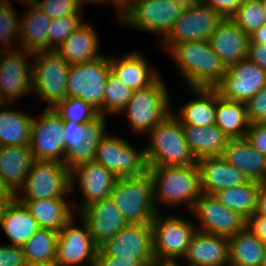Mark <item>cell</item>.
Returning <instances> with one entry per match:
<instances>
[{
  "label": "cell",
  "mask_w": 266,
  "mask_h": 266,
  "mask_svg": "<svg viewBox=\"0 0 266 266\" xmlns=\"http://www.w3.org/2000/svg\"><path fill=\"white\" fill-rule=\"evenodd\" d=\"M110 72L109 57L105 54L94 61L70 65L67 98H80L94 107L102 118L105 86Z\"/></svg>",
  "instance_id": "obj_10"
},
{
  "label": "cell",
  "mask_w": 266,
  "mask_h": 266,
  "mask_svg": "<svg viewBox=\"0 0 266 266\" xmlns=\"http://www.w3.org/2000/svg\"><path fill=\"white\" fill-rule=\"evenodd\" d=\"M151 229L155 261L175 263L177 258L185 256L197 226L185 218L173 215L161 217L157 212Z\"/></svg>",
  "instance_id": "obj_8"
},
{
  "label": "cell",
  "mask_w": 266,
  "mask_h": 266,
  "mask_svg": "<svg viewBox=\"0 0 266 266\" xmlns=\"http://www.w3.org/2000/svg\"><path fill=\"white\" fill-rule=\"evenodd\" d=\"M148 135L150 144L144 148L147 167L197 164L187 144L182 124L174 113L170 112Z\"/></svg>",
  "instance_id": "obj_2"
},
{
  "label": "cell",
  "mask_w": 266,
  "mask_h": 266,
  "mask_svg": "<svg viewBox=\"0 0 266 266\" xmlns=\"http://www.w3.org/2000/svg\"><path fill=\"white\" fill-rule=\"evenodd\" d=\"M16 1H19V2H26V1H29V0H16Z\"/></svg>",
  "instance_id": "obj_63"
},
{
  "label": "cell",
  "mask_w": 266,
  "mask_h": 266,
  "mask_svg": "<svg viewBox=\"0 0 266 266\" xmlns=\"http://www.w3.org/2000/svg\"><path fill=\"white\" fill-rule=\"evenodd\" d=\"M4 103H5V102L2 100V98H1V96H0V107H1V109H2V106L5 105Z\"/></svg>",
  "instance_id": "obj_62"
},
{
  "label": "cell",
  "mask_w": 266,
  "mask_h": 266,
  "mask_svg": "<svg viewBox=\"0 0 266 266\" xmlns=\"http://www.w3.org/2000/svg\"><path fill=\"white\" fill-rule=\"evenodd\" d=\"M153 185L154 204L160 200L166 205L186 203L192 209L202 194L198 165L147 167ZM157 200V201H156ZM159 200V201H158Z\"/></svg>",
  "instance_id": "obj_3"
},
{
  "label": "cell",
  "mask_w": 266,
  "mask_h": 266,
  "mask_svg": "<svg viewBox=\"0 0 266 266\" xmlns=\"http://www.w3.org/2000/svg\"><path fill=\"white\" fill-rule=\"evenodd\" d=\"M209 8H212L223 19L232 18L239 7L242 5L243 0H201Z\"/></svg>",
  "instance_id": "obj_49"
},
{
  "label": "cell",
  "mask_w": 266,
  "mask_h": 266,
  "mask_svg": "<svg viewBox=\"0 0 266 266\" xmlns=\"http://www.w3.org/2000/svg\"><path fill=\"white\" fill-rule=\"evenodd\" d=\"M0 266H27L22 247L0 245Z\"/></svg>",
  "instance_id": "obj_48"
},
{
  "label": "cell",
  "mask_w": 266,
  "mask_h": 266,
  "mask_svg": "<svg viewBox=\"0 0 266 266\" xmlns=\"http://www.w3.org/2000/svg\"><path fill=\"white\" fill-rule=\"evenodd\" d=\"M6 109L0 110V146H29L33 116Z\"/></svg>",
  "instance_id": "obj_35"
},
{
  "label": "cell",
  "mask_w": 266,
  "mask_h": 266,
  "mask_svg": "<svg viewBox=\"0 0 266 266\" xmlns=\"http://www.w3.org/2000/svg\"><path fill=\"white\" fill-rule=\"evenodd\" d=\"M109 64L111 73L133 91L146 88L160 76L156 70L150 69L144 55L138 52H131L118 60L110 56Z\"/></svg>",
  "instance_id": "obj_26"
},
{
  "label": "cell",
  "mask_w": 266,
  "mask_h": 266,
  "mask_svg": "<svg viewBox=\"0 0 266 266\" xmlns=\"http://www.w3.org/2000/svg\"><path fill=\"white\" fill-rule=\"evenodd\" d=\"M134 0H108V3L111 2L118 7L119 12L118 16L124 11Z\"/></svg>",
  "instance_id": "obj_56"
},
{
  "label": "cell",
  "mask_w": 266,
  "mask_h": 266,
  "mask_svg": "<svg viewBox=\"0 0 266 266\" xmlns=\"http://www.w3.org/2000/svg\"><path fill=\"white\" fill-rule=\"evenodd\" d=\"M197 95L193 100L183 104L177 115L182 125H195L197 127L215 124L216 88H192Z\"/></svg>",
  "instance_id": "obj_30"
},
{
  "label": "cell",
  "mask_w": 266,
  "mask_h": 266,
  "mask_svg": "<svg viewBox=\"0 0 266 266\" xmlns=\"http://www.w3.org/2000/svg\"><path fill=\"white\" fill-rule=\"evenodd\" d=\"M229 240V266H261L264 242L246 226Z\"/></svg>",
  "instance_id": "obj_34"
},
{
  "label": "cell",
  "mask_w": 266,
  "mask_h": 266,
  "mask_svg": "<svg viewBox=\"0 0 266 266\" xmlns=\"http://www.w3.org/2000/svg\"><path fill=\"white\" fill-rule=\"evenodd\" d=\"M259 185L260 182L248 180L242 185L219 190L214 196L224 206L248 220L257 209Z\"/></svg>",
  "instance_id": "obj_36"
},
{
  "label": "cell",
  "mask_w": 266,
  "mask_h": 266,
  "mask_svg": "<svg viewBox=\"0 0 266 266\" xmlns=\"http://www.w3.org/2000/svg\"><path fill=\"white\" fill-rule=\"evenodd\" d=\"M106 122L104 121L76 150H71L64 161V165L68 170L74 167L94 161L97 150V142L100 135L105 131Z\"/></svg>",
  "instance_id": "obj_43"
},
{
  "label": "cell",
  "mask_w": 266,
  "mask_h": 266,
  "mask_svg": "<svg viewBox=\"0 0 266 266\" xmlns=\"http://www.w3.org/2000/svg\"><path fill=\"white\" fill-rule=\"evenodd\" d=\"M222 20L223 18L203 1L191 0L162 42L169 52L183 41H209Z\"/></svg>",
  "instance_id": "obj_11"
},
{
  "label": "cell",
  "mask_w": 266,
  "mask_h": 266,
  "mask_svg": "<svg viewBox=\"0 0 266 266\" xmlns=\"http://www.w3.org/2000/svg\"><path fill=\"white\" fill-rule=\"evenodd\" d=\"M222 157L247 180L266 182V156L254 148L246 137L230 138Z\"/></svg>",
  "instance_id": "obj_24"
},
{
  "label": "cell",
  "mask_w": 266,
  "mask_h": 266,
  "mask_svg": "<svg viewBox=\"0 0 266 266\" xmlns=\"http://www.w3.org/2000/svg\"><path fill=\"white\" fill-rule=\"evenodd\" d=\"M150 266H180L177 262H154Z\"/></svg>",
  "instance_id": "obj_58"
},
{
  "label": "cell",
  "mask_w": 266,
  "mask_h": 266,
  "mask_svg": "<svg viewBox=\"0 0 266 266\" xmlns=\"http://www.w3.org/2000/svg\"><path fill=\"white\" fill-rule=\"evenodd\" d=\"M82 19V15H68L51 19L48 28V51H56L83 24Z\"/></svg>",
  "instance_id": "obj_42"
},
{
  "label": "cell",
  "mask_w": 266,
  "mask_h": 266,
  "mask_svg": "<svg viewBox=\"0 0 266 266\" xmlns=\"http://www.w3.org/2000/svg\"><path fill=\"white\" fill-rule=\"evenodd\" d=\"M133 147L126 139L104 131L97 142L95 161L117 178L138 177L147 172L145 151Z\"/></svg>",
  "instance_id": "obj_12"
},
{
  "label": "cell",
  "mask_w": 266,
  "mask_h": 266,
  "mask_svg": "<svg viewBox=\"0 0 266 266\" xmlns=\"http://www.w3.org/2000/svg\"><path fill=\"white\" fill-rule=\"evenodd\" d=\"M261 266H266V243H264L263 259Z\"/></svg>",
  "instance_id": "obj_60"
},
{
  "label": "cell",
  "mask_w": 266,
  "mask_h": 266,
  "mask_svg": "<svg viewBox=\"0 0 266 266\" xmlns=\"http://www.w3.org/2000/svg\"><path fill=\"white\" fill-rule=\"evenodd\" d=\"M33 58L32 92L55 109L67 98L70 64L54 50L34 52Z\"/></svg>",
  "instance_id": "obj_7"
},
{
  "label": "cell",
  "mask_w": 266,
  "mask_h": 266,
  "mask_svg": "<svg viewBox=\"0 0 266 266\" xmlns=\"http://www.w3.org/2000/svg\"><path fill=\"white\" fill-rule=\"evenodd\" d=\"M96 30L90 24L83 23L56 50L70 65L82 64L97 60L99 54V39Z\"/></svg>",
  "instance_id": "obj_28"
},
{
  "label": "cell",
  "mask_w": 266,
  "mask_h": 266,
  "mask_svg": "<svg viewBox=\"0 0 266 266\" xmlns=\"http://www.w3.org/2000/svg\"><path fill=\"white\" fill-rule=\"evenodd\" d=\"M170 101L168 90L159 76L146 88L134 90L122 111L127 113L133 131L145 134L173 112L170 109Z\"/></svg>",
  "instance_id": "obj_6"
},
{
  "label": "cell",
  "mask_w": 266,
  "mask_h": 266,
  "mask_svg": "<svg viewBox=\"0 0 266 266\" xmlns=\"http://www.w3.org/2000/svg\"><path fill=\"white\" fill-rule=\"evenodd\" d=\"M247 58L266 71V45L249 43Z\"/></svg>",
  "instance_id": "obj_51"
},
{
  "label": "cell",
  "mask_w": 266,
  "mask_h": 266,
  "mask_svg": "<svg viewBox=\"0 0 266 266\" xmlns=\"http://www.w3.org/2000/svg\"><path fill=\"white\" fill-rule=\"evenodd\" d=\"M109 197L129 224L151 225L158 212L148 172L138 177L118 178Z\"/></svg>",
  "instance_id": "obj_4"
},
{
  "label": "cell",
  "mask_w": 266,
  "mask_h": 266,
  "mask_svg": "<svg viewBox=\"0 0 266 266\" xmlns=\"http://www.w3.org/2000/svg\"><path fill=\"white\" fill-rule=\"evenodd\" d=\"M97 256L155 258L151 225L128 224L98 247Z\"/></svg>",
  "instance_id": "obj_18"
},
{
  "label": "cell",
  "mask_w": 266,
  "mask_h": 266,
  "mask_svg": "<svg viewBox=\"0 0 266 266\" xmlns=\"http://www.w3.org/2000/svg\"><path fill=\"white\" fill-rule=\"evenodd\" d=\"M249 43H261L266 45V23L250 35Z\"/></svg>",
  "instance_id": "obj_54"
},
{
  "label": "cell",
  "mask_w": 266,
  "mask_h": 266,
  "mask_svg": "<svg viewBox=\"0 0 266 266\" xmlns=\"http://www.w3.org/2000/svg\"><path fill=\"white\" fill-rule=\"evenodd\" d=\"M15 198H0V224L5 215L6 209Z\"/></svg>",
  "instance_id": "obj_57"
},
{
  "label": "cell",
  "mask_w": 266,
  "mask_h": 266,
  "mask_svg": "<svg viewBox=\"0 0 266 266\" xmlns=\"http://www.w3.org/2000/svg\"><path fill=\"white\" fill-rule=\"evenodd\" d=\"M200 172V188L205 194L214 195L226 188L239 186L247 182V178L222 156L204 157L197 160Z\"/></svg>",
  "instance_id": "obj_23"
},
{
  "label": "cell",
  "mask_w": 266,
  "mask_h": 266,
  "mask_svg": "<svg viewBox=\"0 0 266 266\" xmlns=\"http://www.w3.org/2000/svg\"><path fill=\"white\" fill-rule=\"evenodd\" d=\"M3 52L6 53L5 58L1 54ZM1 53L0 96L8 104L29 92L32 93L33 64H29L26 58L33 57V53L22 49H7Z\"/></svg>",
  "instance_id": "obj_16"
},
{
  "label": "cell",
  "mask_w": 266,
  "mask_h": 266,
  "mask_svg": "<svg viewBox=\"0 0 266 266\" xmlns=\"http://www.w3.org/2000/svg\"><path fill=\"white\" fill-rule=\"evenodd\" d=\"M0 198H15V194L7 187L0 177Z\"/></svg>",
  "instance_id": "obj_55"
},
{
  "label": "cell",
  "mask_w": 266,
  "mask_h": 266,
  "mask_svg": "<svg viewBox=\"0 0 266 266\" xmlns=\"http://www.w3.org/2000/svg\"><path fill=\"white\" fill-rule=\"evenodd\" d=\"M247 35H252L266 23L263 0H243L236 14L231 18Z\"/></svg>",
  "instance_id": "obj_40"
},
{
  "label": "cell",
  "mask_w": 266,
  "mask_h": 266,
  "mask_svg": "<svg viewBox=\"0 0 266 266\" xmlns=\"http://www.w3.org/2000/svg\"><path fill=\"white\" fill-rule=\"evenodd\" d=\"M50 19L68 15H80L82 4L78 0H31ZM81 10V11H80Z\"/></svg>",
  "instance_id": "obj_44"
},
{
  "label": "cell",
  "mask_w": 266,
  "mask_h": 266,
  "mask_svg": "<svg viewBox=\"0 0 266 266\" xmlns=\"http://www.w3.org/2000/svg\"><path fill=\"white\" fill-rule=\"evenodd\" d=\"M29 210L40 228L59 232L73 216L74 210L65 198H47L33 201H19Z\"/></svg>",
  "instance_id": "obj_31"
},
{
  "label": "cell",
  "mask_w": 266,
  "mask_h": 266,
  "mask_svg": "<svg viewBox=\"0 0 266 266\" xmlns=\"http://www.w3.org/2000/svg\"><path fill=\"white\" fill-rule=\"evenodd\" d=\"M247 35L231 18L223 19L209 38V43L220 60L229 68L248 57Z\"/></svg>",
  "instance_id": "obj_21"
},
{
  "label": "cell",
  "mask_w": 266,
  "mask_h": 266,
  "mask_svg": "<svg viewBox=\"0 0 266 266\" xmlns=\"http://www.w3.org/2000/svg\"><path fill=\"white\" fill-rule=\"evenodd\" d=\"M265 85L266 71L246 58L227 68L215 88L225 99L246 103Z\"/></svg>",
  "instance_id": "obj_17"
},
{
  "label": "cell",
  "mask_w": 266,
  "mask_h": 266,
  "mask_svg": "<svg viewBox=\"0 0 266 266\" xmlns=\"http://www.w3.org/2000/svg\"><path fill=\"white\" fill-rule=\"evenodd\" d=\"M133 90L111 72L107 77L104 99L102 104V119L106 121V113H121L132 96Z\"/></svg>",
  "instance_id": "obj_39"
},
{
  "label": "cell",
  "mask_w": 266,
  "mask_h": 266,
  "mask_svg": "<svg viewBox=\"0 0 266 266\" xmlns=\"http://www.w3.org/2000/svg\"><path fill=\"white\" fill-rule=\"evenodd\" d=\"M101 124H76L73 121H64L66 155L71 150H76L82 146L83 142L100 126Z\"/></svg>",
  "instance_id": "obj_45"
},
{
  "label": "cell",
  "mask_w": 266,
  "mask_h": 266,
  "mask_svg": "<svg viewBox=\"0 0 266 266\" xmlns=\"http://www.w3.org/2000/svg\"><path fill=\"white\" fill-rule=\"evenodd\" d=\"M64 121L55 109L46 110L31 122L30 149L34 159L64 163Z\"/></svg>",
  "instance_id": "obj_13"
},
{
  "label": "cell",
  "mask_w": 266,
  "mask_h": 266,
  "mask_svg": "<svg viewBox=\"0 0 266 266\" xmlns=\"http://www.w3.org/2000/svg\"><path fill=\"white\" fill-rule=\"evenodd\" d=\"M156 262L155 258H119L111 256H97L94 266H150Z\"/></svg>",
  "instance_id": "obj_47"
},
{
  "label": "cell",
  "mask_w": 266,
  "mask_h": 266,
  "mask_svg": "<svg viewBox=\"0 0 266 266\" xmlns=\"http://www.w3.org/2000/svg\"><path fill=\"white\" fill-rule=\"evenodd\" d=\"M189 88H215L227 72L209 41H183L170 51Z\"/></svg>",
  "instance_id": "obj_1"
},
{
  "label": "cell",
  "mask_w": 266,
  "mask_h": 266,
  "mask_svg": "<svg viewBox=\"0 0 266 266\" xmlns=\"http://www.w3.org/2000/svg\"><path fill=\"white\" fill-rule=\"evenodd\" d=\"M20 191L25 194L20 196L16 193L18 201L66 198L71 193L70 170L64 163L35 159Z\"/></svg>",
  "instance_id": "obj_9"
},
{
  "label": "cell",
  "mask_w": 266,
  "mask_h": 266,
  "mask_svg": "<svg viewBox=\"0 0 266 266\" xmlns=\"http://www.w3.org/2000/svg\"><path fill=\"white\" fill-rule=\"evenodd\" d=\"M264 6H265V11H266V0H263Z\"/></svg>",
  "instance_id": "obj_64"
},
{
  "label": "cell",
  "mask_w": 266,
  "mask_h": 266,
  "mask_svg": "<svg viewBox=\"0 0 266 266\" xmlns=\"http://www.w3.org/2000/svg\"><path fill=\"white\" fill-rule=\"evenodd\" d=\"M183 259L188 266H229V240L197 230Z\"/></svg>",
  "instance_id": "obj_22"
},
{
  "label": "cell",
  "mask_w": 266,
  "mask_h": 266,
  "mask_svg": "<svg viewBox=\"0 0 266 266\" xmlns=\"http://www.w3.org/2000/svg\"><path fill=\"white\" fill-rule=\"evenodd\" d=\"M192 211L199 221L197 230L204 233L230 238L247 226L246 218L224 206L211 194L202 193Z\"/></svg>",
  "instance_id": "obj_15"
},
{
  "label": "cell",
  "mask_w": 266,
  "mask_h": 266,
  "mask_svg": "<svg viewBox=\"0 0 266 266\" xmlns=\"http://www.w3.org/2000/svg\"><path fill=\"white\" fill-rule=\"evenodd\" d=\"M70 175L71 192L77 176L84 200L82 204H78L79 206L76 205L75 212L77 211V213L94 203L109 198L112 188L118 180L111 171L95 160L74 167L70 170Z\"/></svg>",
  "instance_id": "obj_19"
},
{
  "label": "cell",
  "mask_w": 266,
  "mask_h": 266,
  "mask_svg": "<svg viewBox=\"0 0 266 266\" xmlns=\"http://www.w3.org/2000/svg\"><path fill=\"white\" fill-rule=\"evenodd\" d=\"M249 229L264 243H266V215H252L247 220Z\"/></svg>",
  "instance_id": "obj_52"
},
{
  "label": "cell",
  "mask_w": 266,
  "mask_h": 266,
  "mask_svg": "<svg viewBox=\"0 0 266 266\" xmlns=\"http://www.w3.org/2000/svg\"><path fill=\"white\" fill-rule=\"evenodd\" d=\"M245 137L254 148L266 156V123L250 124Z\"/></svg>",
  "instance_id": "obj_50"
},
{
  "label": "cell",
  "mask_w": 266,
  "mask_h": 266,
  "mask_svg": "<svg viewBox=\"0 0 266 266\" xmlns=\"http://www.w3.org/2000/svg\"><path fill=\"white\" fill-rule=\"evenodd\" d=\"M27 266H60V265L54 263V264H49V265H27Z\"/></svg>",
  "instance_id": "obj_61"
},
{
  "label": "cell",
  "mask_w": 266,
  "mask_h": 266,
  "mask_svg": "<svg viewBox=\"0 0 266 266\" xmlns=\"http://www.w3.org/2000/svg\"><path fill=\"white\" fill-rule=\"evenodd\" d=\"M81 4H82V6H83V4L84 3H103V2H107L106 4H108V0H78Z\"/></svg>",
  "instance_id": "obj_59"
},
{
  "label": "cell",
  "mask_w": 266,
  "mask_h": 266,
  "mask_svg": "<svg viewBox=\"0 0 266 266\" xmlns=\"http://www.w3.org/2000/svg\"><path fill=\"white\" fill-rule=\"evenodd\" d=\"M245 104L250 124L266 123V85Z\"/></svg>",
  "instance_id": "obj_46"
},
{
  "label": "cell",
  "mask_w": 266,
  "mask_h": 266,
  "mask_svg": "<svg viewBox=\"0 0 266 266\" xmlns=\"http://www.w3.org/2000/svg\"><path fill=\"white\" fill-rule=\"evenodd\" d=\"M55 110L63 121H73L76 124H102L104 122L98 111L80 98H66Z\"/></svg>",
  "instance_id": "obj_38"
},
{
  "label": "cell",
  "mask_w": 266,
  "mask_h": 266,
  "mask_svg": "<svg viewBox=\"0 0 266 266\" xmlns=\"http://www.w3.org/2000/svg\"><path fill=\"white\" fill-rule=\"evenodd\" d=\"M254 215H266V182L259 185L257 209Z\"/></svg>",
  "instance_id": "obj_53"
},
{
  "label": "cell",
  "mask_w": 266,
  "mask_h": 266,
  "mask_svg": "<svg viewBox=\"0 0 266 266\" xmlns=\"http://www.w3.org/2000/svg\"><path fill=\"white\" fill-rule=\"evenodd\" d=\"M188 0H134L117 16L129 27L166 37Z\"/></svg>",
  "instance_id": "obj_5"
},
{
  "label": "cell",
  "mask_w": 266,
  "mask_h": 266,
  "mask_svg": "<svg viewBox=\"0 0 266 266\" xmlns=\"http://www.w3.org/2000/svg\"><path fill=\"white\" fill-rule=\"evenodd\" d=\"M28 11L20 19L19 49L28 52L48 51V28L51 19L31 0L24 2ZM22 44V46H21Z\"/></svg>",
  "instance_id": "obj_27"
},
{
  "label": "cell",
  "mask_w": 266,
  "mask_h": 266,
  "mask_svg": "<svg viewBox=\"0 0 266 266\" xmlns=\"http://www.w3.org/2000/svg\"><path fill=\"white\" fill-rule=\"evenodd\" d=\"M78 215L87 223L98 247L129 224L110 197L92 204Z\"/></svg>",
  "instance_id": "obj_20"
},
{
  "label": "cell",
  "mask_w": 266,
  "mask_h": 266,
  "mask_svg": "<svg viewBox=\"0 0 266 266\" xmlns=\"http://www.w3.org/2000/svg\"><path fill=\"white\" fill-rule=\"evenodd\" d=\"M82 226H74L72 216L58 232L55 263L60 266H94L98 246L88 229L87 223L81 218ZM87 262L88 265L85 263Z\"/></svg>",
  "instance_id": "obj_14"
},
{
  "label": "cell",
  "mask_w": 266,
  "mask_h": 266,
  "mask_svg": "<svg viewBox=\"0 0 266 266\" xmlns=\"http://www.w3.org/2000/svg\"><path fill=\"white\" fill-rule=\"evenodd\" d=\"M215 124L229 138H243L249 129L246 104L228 100L219 95L216 89Z\"/></svg>",
  "instance_id": "obj_33"
},
{
  "label": "cell",
  "mask_w": 266,
  "mask_h": 266,
  "mask_svg": "<svg viewBox=\"0 0 266 266\" xmlns=\"http://www.w3.org/2000/svg\"><path fill=\"white\" fill-rule=\"evenodd\" d=\"M191 153L199 160L222 156L230 138L216 125L197 127L182 125Z\"/></svg>",
  "instance_id": "obj_29"
},
{
  "label": "cell",
  "mask_w": 266,
  "mask_h": 266,
  "mask_svg": "<svg viewBox=\"0 0 266 266\" xmlns=\"http://www.w3.org/2000/svg\"><path fill=\"white\" fill-rule=\"evenodd\" d=\"M30 146H0V177L14 193H19L34 162Z\"/></svg>",
  "instance_id": "obj_25"
},
{
  "label": "cell",
  "mask_w": 266,
  "mask_h": 266,
  "mask_svg": "<svg viewBox=\"0 0 266 266\" xmlns=\"http://www.w3.org/2000/svg\"><path fill=\"white\" fill-rule=\"evenodd\" d=\"M58 232L39 228L22 246L27 265H49L55 263Z\"/></svg>",
  "instance_id": "obj_37"
},
{
  "label": "cell",
  "mask_w": 266,
  "mask_h": 266,
  "mask_svg": "<svg viewBox=\"0 0 266 266\" xmlns=\"http://www.w3.org/2000/svg\"><path fill=\"white\" fill-rule=\"evenodd\" d=\"M0 226L11 240L9 245L21 247L40 228L25 205L20 203L16 198L6 209Z\"/></svg>",
  "instance_id": "obj_32"
},
{
  "label": "cell",
  "mask_w": 266,
  "mask_h": 266,
  "mask_svg": "<svg viewBox=\"0 0 266 266\" xmlns=\"http://www.w3.org/2000/svg\"><path fill=\"white\" fill-rule=\"evenodd\" d=\"M19 30L20 20L17 18L12 4L9 0H0V46H4V50L19 49L16 46Z\"/></svg>",
  "instance_id": "obj_41"
}]
</instances>
